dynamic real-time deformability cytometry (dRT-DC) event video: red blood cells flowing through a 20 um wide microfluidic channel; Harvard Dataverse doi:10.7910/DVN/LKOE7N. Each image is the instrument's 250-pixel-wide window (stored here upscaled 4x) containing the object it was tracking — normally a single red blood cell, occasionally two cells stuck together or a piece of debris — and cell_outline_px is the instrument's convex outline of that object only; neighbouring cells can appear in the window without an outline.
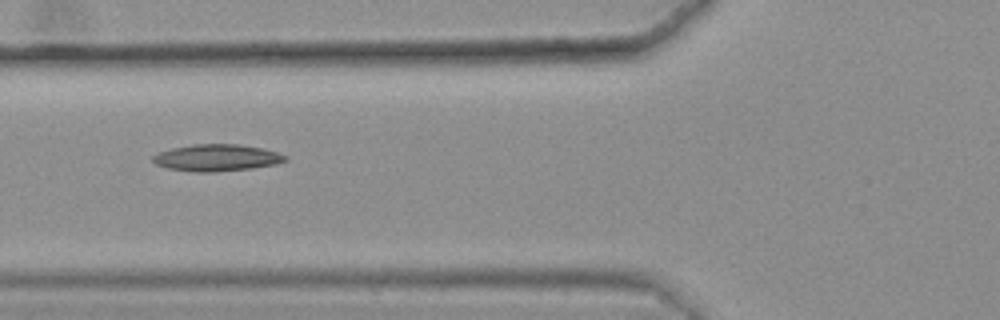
{"species": "common noctule bat (a hibernating species)", "species_latin": "Nyctalus noctula", "temperature_condition": "warm", "stored_images_in_passage": 31, "camera_frame_rate_fps": 3000, "um_per_image_px": 0.085, "animal": {"sex": "female", "body_mass_g": 25.1}, "frame": {"image": 1, "passage_image": 5, "time_ms": 1.333, "image_size_px": [1000, 320], "cell_outline_px": [[288, 160], [276, 164], [252, 168], [216, 172], [192, 172], [168, 168], [156, 164], [152, 160], [152, 156], [160, 152], [172, 148], [192, 144], [240, 144], [264, 148], [288, 156]], "centroid_in_image_um": [18.45, 13.41], "position_along_channel_um": 107.4, "area_um2": 20.81}}